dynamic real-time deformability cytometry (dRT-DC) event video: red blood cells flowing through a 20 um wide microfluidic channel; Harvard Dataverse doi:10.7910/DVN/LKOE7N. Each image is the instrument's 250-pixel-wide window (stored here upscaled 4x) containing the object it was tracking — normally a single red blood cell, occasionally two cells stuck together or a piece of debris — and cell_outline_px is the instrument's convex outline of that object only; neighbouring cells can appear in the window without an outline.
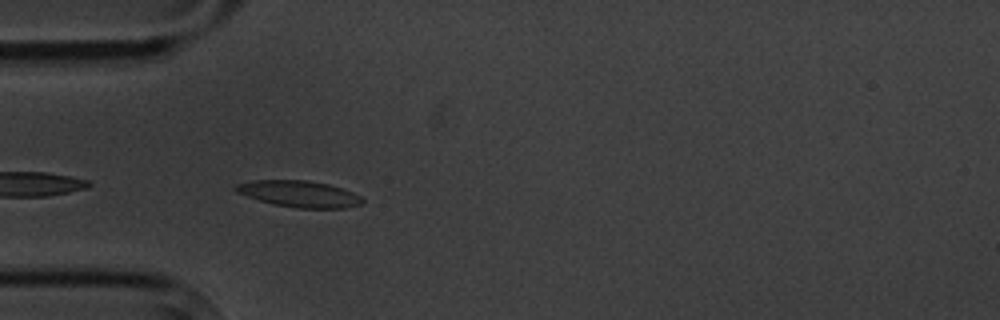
{"species": "common noctule bat (a hibernating species)", "species_latin": "Nyctalus noctula", "temperature_condition": "cold", "stored_images_in_passage": 10, "camera_frame_rate_fps": 3000, "um_per_image_px": 0.085, "animal": {"sex": "male", "body_mass_g": 20.1, "forearm_length_mm": 53.5}, "frame": {"image": 1, "passage_image": 4, "time_ms": 3.333, "image_size_px": [1000, 320], "cell_outline_px": [[364, 204], [344, 208], [296, 208], [272, 204], [236, 192], [232, 188], [236, 184], [252, 180], [308, 180], [328, 184], [352, 192], [360, 196], [364, 200]], "centroid_in_image_um": [25.43, 16.48], "position_along_channel_um": 59.6, "area_um2": 19.54}}
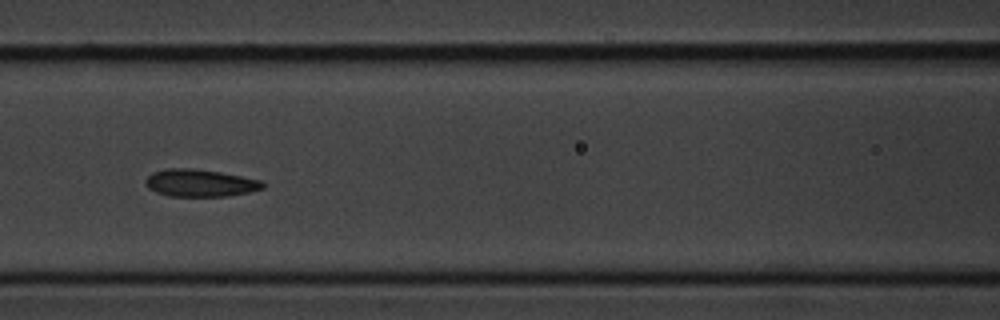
{"frame": {"image": 2, "passage_image": 6, "time_ms": 6.0, "image_size_px": [1000, 320], "cell_outline_px": [[264, 188], [248, 192], [228, 196], [168, 196], [156, 192], [148, 188], [144, 180], [152, 172], [168, 168], [192, 168], [220, 172], [260, 180], [264, 184]], "centroid_in_image_um": [16.97, 15.55], "position_along_channel_um": 149.6, "area_um2": 18.61}}
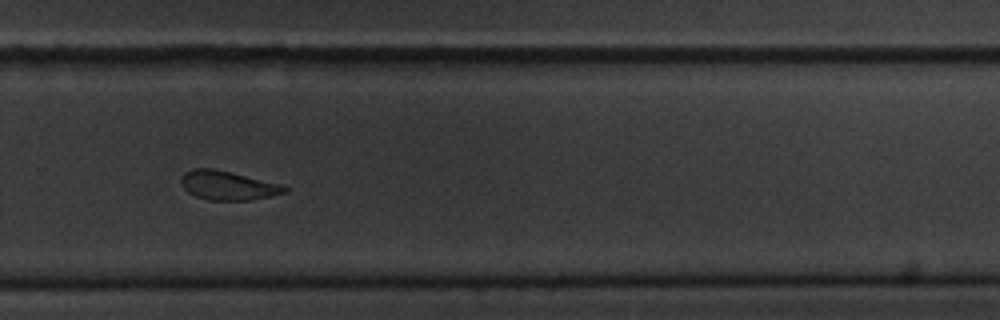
{"frame": {"image": 3, "passage_image": 10, "time_ms": 10.667, "image_size_px": [1000, 320], "cell_outline_px": [[288, 192], [248, 200], [208, 200], [196, 196], [188, 192], [184, 188], [180, 180], [184, 172], [192, 168], [212, 168], [284, 184], [288, 188]], "centroid_in_image_um": [19.38, 15.75], "position_along_channel_um": 310.4, "area_um2": 17.51}}